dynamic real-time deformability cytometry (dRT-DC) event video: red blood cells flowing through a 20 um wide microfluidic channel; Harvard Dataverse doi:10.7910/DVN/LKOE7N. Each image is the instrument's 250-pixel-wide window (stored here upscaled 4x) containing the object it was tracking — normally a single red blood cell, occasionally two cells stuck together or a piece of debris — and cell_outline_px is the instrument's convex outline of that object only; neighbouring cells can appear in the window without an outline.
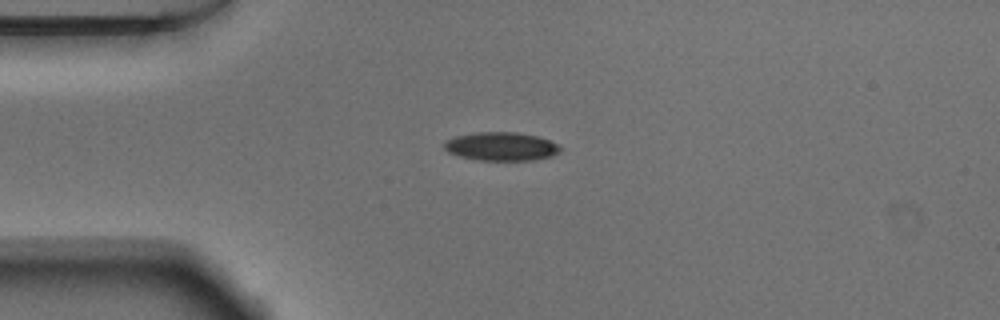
{"species": "Egyptian fruit bat (a non-hibernating species)", "species_latin": "Rousettus aegyptiacus", "temperature_condition": "warm", "stored_images_in_passage": 41, "camera_frame_rate_fps": 3000, "um_per_image_px": 0.085, "animal": {"sex": "male"}, "frame": {"image": 1, "passage_image": 1, "time_ms": 0.0, "image_size_px": [1000, 320], "cell_outline_px": [[560, 152], [552, 156], [532, 160], [476, 160], [460, 156], [448, 152], [444, 148], [444, 140], [456, 136], [476, 132], [516, 132], [536, 136], [548, 140], [556, 144], [560, 148]], "centroid_in_image_um": [42.57, 12.45], "position_along_channel_um": 42.4, "area_um2": 19.19}}
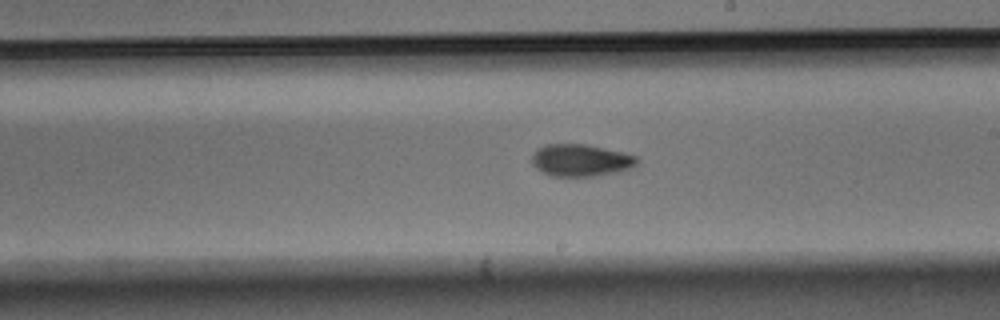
{"frame": {"image": 2, "passage_image": 18, "time_ms": 5.667, "image_size_px": [1000, 320], "cell_outline_px": [[640, 160], [636, 164], [620, 172], [596, 176], [552, 176], [536, 168], [532, 164], [532, 156], [536, 148], [544, 144], [588, 144], [624, 152], [636, 156]], "centroid_in_image_um": [49.37, 13.61], "position_along_channel_um": 239.6, "area_um2": 19.88}}
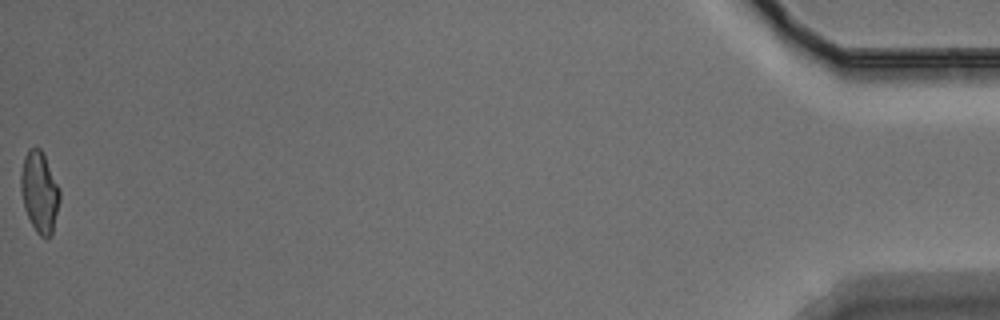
{"frame": {"image": 3, "passage_image": 41, "time_ms": 13.333, "image_size_px": [1000, 320], "cell_outline_px": [[60, 200], [52, 236], [40, 236], [36, 232], [24, 208], [20, 188], [20, 172], [24, 156], [28, 148], [40, 148], [44, 152], [60, 188]], "centroid_in_image_um": [3.36, 16.28], "position_along_channel_um": 431.8, "area_um2": 18.67}, "authors_computed_cell_mechanics": {"area_um2": 19.1896, "velocity_mm_per_s": 3.8277, "shape_relaxation_time_tau1_ms": 3.9253, "shape_relaxation_time_tau2_ms": 3.3146, "deformation_change_tau1": 0.1284, "deformation_change_tau2": 0.0875}}